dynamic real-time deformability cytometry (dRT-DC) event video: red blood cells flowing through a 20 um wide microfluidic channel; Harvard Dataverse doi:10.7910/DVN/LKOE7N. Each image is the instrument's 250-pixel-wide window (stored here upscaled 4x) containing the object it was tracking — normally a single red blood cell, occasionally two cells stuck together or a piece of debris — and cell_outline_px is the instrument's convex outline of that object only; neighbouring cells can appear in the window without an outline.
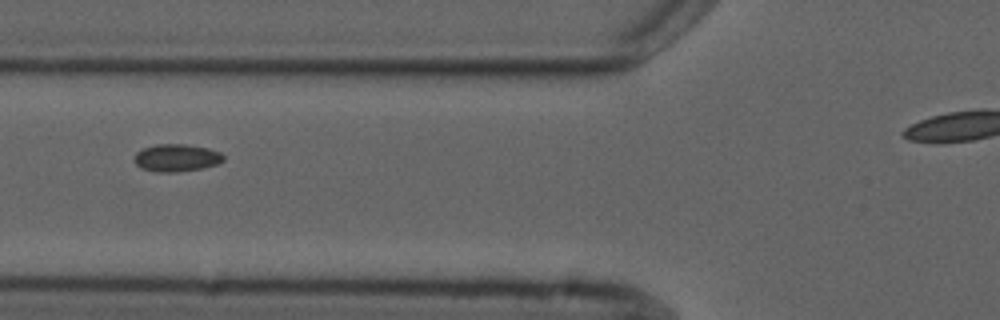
{"species": "common noctule bat (a hibernating species)", "species_latin": "Nyctalus noctula", "temperature_condition": "cold", "stored_images_in_passage": 7, "camera_frame_rate_fps": 3000, "um_per_image_px": 0.085, "animal": {"sex": "male", "forearm_length_mm": 52.5}, "frame": {"image": 1, "passage_image": 5, "time_ms": 4.667, "image_size_px": [1000, 320], "cell_outline_px": [[224, 160], [216, 164], [200, 168], [176, 172], [156, 172], [140, 168], [136, 164], [136, 152], [144, 148], [156, 144], [188, 144], [208, 148], [220, 152], [224, 156]], "centroid_in_image_um": [15.01, 13.41], "position_along_channel_um": 110.8, "area_um2": 14.16}}
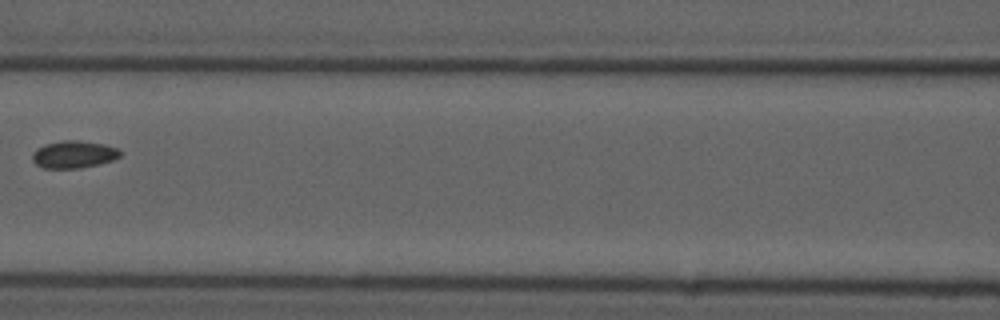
{"frame": {"image": 2, "passage_image": 6, "time_ms": 6.0, "image_size_px": [1000, 320], "cell_outline_px": [[124, 152], [120, 156], [112, 160], [100, 164], [80, 168], [44, 168], [36, 164], [32, 160], [32, 152], [36, 148], [44, 144], [64, 140], [76, 140], [104, 144], [120, 148]], "centroid_in_image_um": [6.29, 13.12], "position_along_channel_um": 160.3, "area_um2": 14.22}}
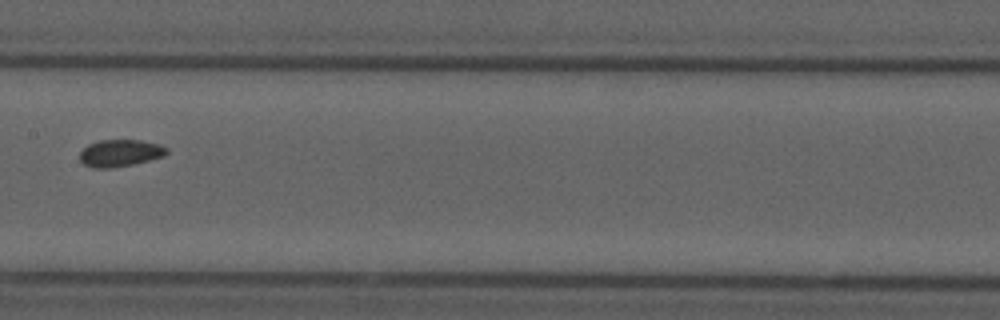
{"frame": {"image": 3, "passage_image": 7, "time_ms": 7.0, "image_size_px": [1000, 320], "cell_outline_px": [[168, 152], [164, 156], [132, 164], [112, 168], [92, 168], [84, 164], [80, 160], [80, 152], [88, 144], [100, 140], [140, 140], [160, 144], [168, 148]], "centroid_in_image_um": [10.21, 13.01], "position_along_channel_um": 197.2, "area_um2": 13.7}}